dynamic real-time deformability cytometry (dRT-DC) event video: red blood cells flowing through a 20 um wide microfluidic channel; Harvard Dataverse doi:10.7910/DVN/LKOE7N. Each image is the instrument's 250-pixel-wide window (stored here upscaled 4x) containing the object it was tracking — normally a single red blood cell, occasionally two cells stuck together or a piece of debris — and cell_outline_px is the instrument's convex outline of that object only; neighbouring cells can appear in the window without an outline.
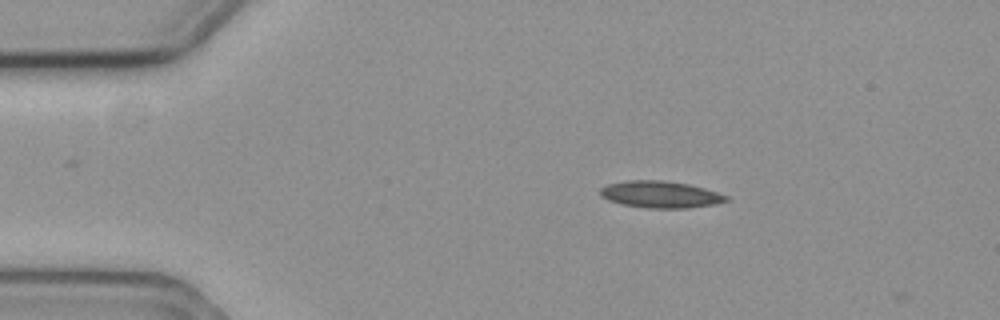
{"species": "common noctule bat (a hibernating species)", "species_latin": "Nyctalus noctula", "temperature_condition": "cold", "stored_images_in_passage": 2, "camera_frame_rate_fps": 3000, "um_per_image_px": 0.085, "animal": {"sex": "female", "body_mass_g": 19.3, "forearm_length_mm": 54.1}, "frame": {"image": 1, "passage_image": 1, "time_ms": 0.0, "image_size_px": [1000, 320], "cell_outline_px": [[728, 200], [712, 204], [688, 208], [648, 208], [624, 204], [608, 200], [600, 196], [600, 188], [608, 184], [624, 180], [664, 180], [688, 184], [704, 188], [728, 196]], "centroid_in_image_um": [56.09, 16.52], "position_along_channel_um": 28.9, "area_um2": 19.54}}